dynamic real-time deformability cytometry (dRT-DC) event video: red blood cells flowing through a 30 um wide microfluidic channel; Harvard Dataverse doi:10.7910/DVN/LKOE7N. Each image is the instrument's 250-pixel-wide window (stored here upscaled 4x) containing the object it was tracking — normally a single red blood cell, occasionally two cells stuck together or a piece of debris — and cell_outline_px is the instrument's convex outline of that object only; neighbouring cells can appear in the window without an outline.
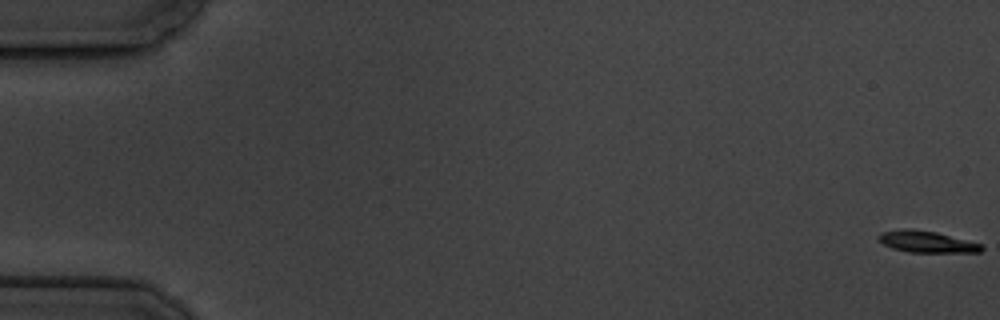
{"species": "common noctule bat (a hibernating species)", "species_latin": "Nyctalus noctula", "temperature_condition": "cold", "stored_images_in_passage": 14, "camera_frame_rate_fps": 3000, "um_per_image_px": 0.085, "animal": {"sex": "male", "body_mass_g": 19.5, "forearm_length_mm": 54.6}, "frame": {"image": 1, "passage_image": 1, "time_ms": 0.0, "image_size_px": [1000, 320], "cell_outline_px": [[984, 248], [980, 252], [908, 252], [892, 248], [884, 244], [876, 236], [880, 232], [904, 228], [912, 228], [936, 232], [984, 244]], "centroid_in_image_um": [78.78, 20.54], "position_along_channel_um": 6.2, "area_um2": 13.06}}
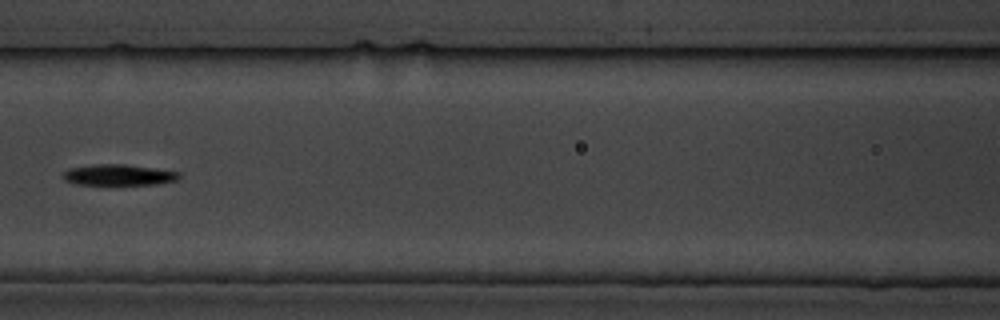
{"frame": {"image": 2, "passage_image": 8, "time_ms": 9.0, "image_size_px": [1000, 320], "cell_outline_px": [[180, 176], [176, 180], [156, 184], [76, 184], [64, 180], [60, 176], [68, 168], [92, 164], [124, 164], [180, 172]], "centroid_in_image_um": [10.02, 14.86], "position_along_channel_um": 156.6, "area_um2": 14.1}}
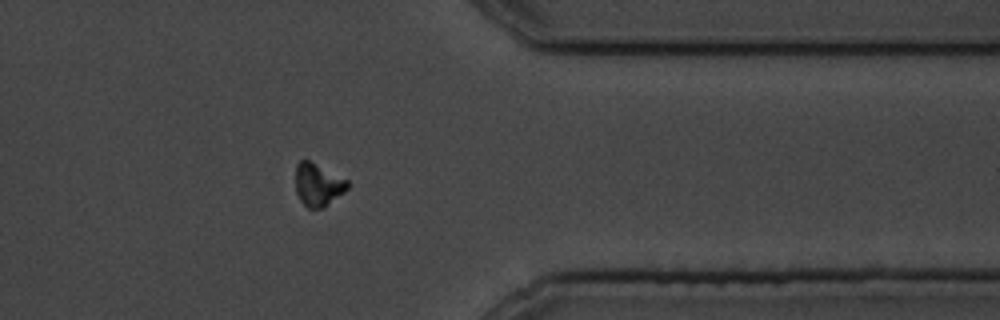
{"frame": {"image": 3, "passage_image": 14, "time_ms": 16.0, "image_size_px": [1000, 320], "cell_outline_px": [[352, 184], [344, 192], [324, 208], [308, 208], [300, 200], [296, 192], [296, 164], [300, 160], [308, 160], [348, 180]], "centroid_in_image_um": [27.05, 15.71], "position_along_channel_um": 384.4, "area_um2": 12.95}, "authors_computed_cell_mechanics": {"area_um2": 14.0743, "velocity_mm_per_s": 3.4105, "shape_relaxation_time_tau1_ms": 4.3568, "shape_relaxation_time_tau2_ms": null, "deformation_change_tau1": 0.1306, "deformation_change_tau2": null}}